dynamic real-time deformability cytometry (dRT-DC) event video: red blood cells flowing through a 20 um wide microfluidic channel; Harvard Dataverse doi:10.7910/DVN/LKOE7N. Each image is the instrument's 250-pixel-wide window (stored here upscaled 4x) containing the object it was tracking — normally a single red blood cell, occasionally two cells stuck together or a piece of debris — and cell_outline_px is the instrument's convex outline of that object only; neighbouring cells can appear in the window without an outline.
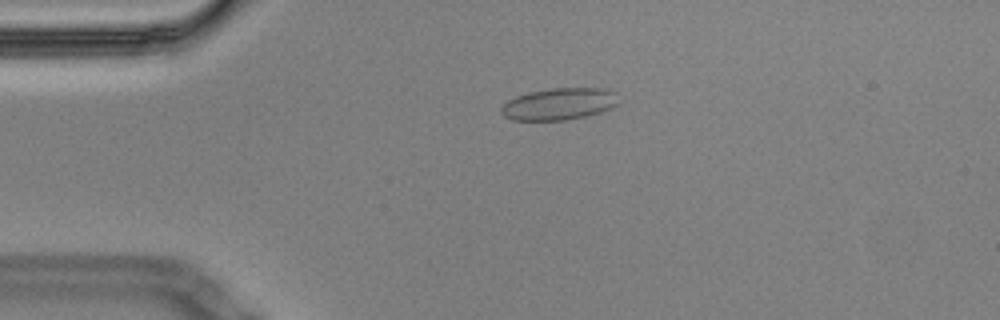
{"species": "Egyptian fruit bat (a non-hibernating species)", "species_latin": "Rousettus aegyptiacus", "temperature_condition": "cold", "stored_images_in_passage": 46, "segment_of_instrument_passage": [1, 2], "camera_frame_rate_fps": 3000, "um_per_image_px": 0.085, "animal": {"sex": "male"}, "frame": {"image": 1, "passage_image": 1, "time_ms": 0.0, "image_size_px": [1000, 320], "cell_outline_px": [[616, 104], [612, 108], [600, 112], [584, 116], [564, 120], [512, 120], [504, 116], [500, 112], [500, 108], [508, 100], [516, 96], [528, 92], [552, 88], [604, 88], [616, 92]], "centroid_in_image_um": [47.49, 8.83], "position_along_channel_um": 37.5, "area_um2": 21.73}}
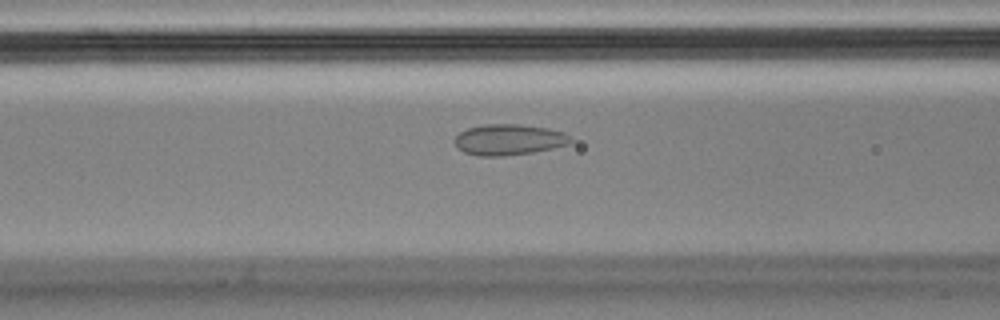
{"frame": {"image": 2, "passage_image": 11, "time_ms": 3.333, "image_size_px": [1000, 320], "cell_outline_px": [[572, 144], [532, 152], [504, 156], [480, 156], [464, 152], [456, 144], [456, 136], [460, 132], [468, 128], [484, 124], [520, 124], [548, 128], [564, 132], [572, 140]], "centroid_in_image_um": [43.29, 11.86], "position_along_channel_um": 123.3, "area_um2": 20.75}}
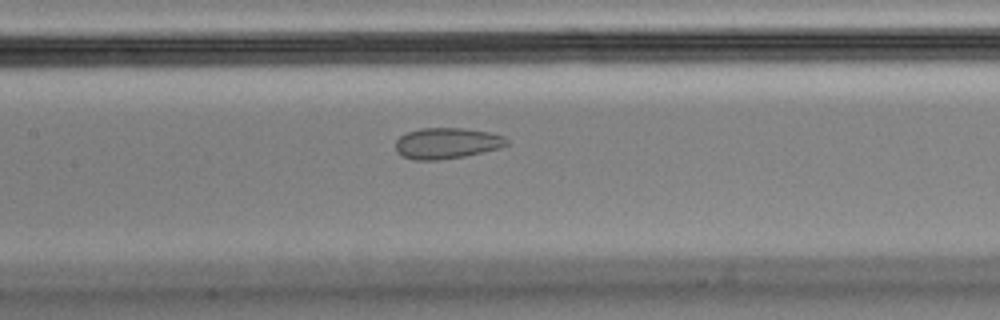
{"frame": {"image": 3, "passage_image": 15, "time_ms": 4.667, "image_size_px": [1000, 320], "cell_outline_px": [[508, 144], [496, 148], [464, 156], [440, 160], [416, 160], [404, 156], [396, 152], [396, 140], [400, 136], [408, 132], [420, 128], [464, 128], [492, 132], [504, 136], [508, 140]], "centroid_in_image_um": [37.97, 12.16], "position_along_channel_um": 169.4, "area_um2": 19.94}}